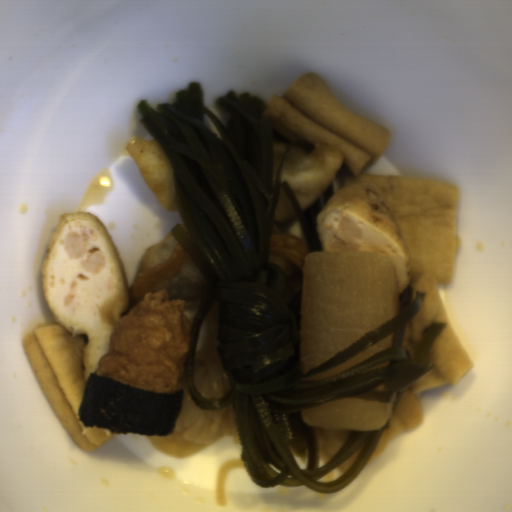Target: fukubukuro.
<instances>
[{
	"label": "fukubukuro",
	"instance_id": "2",
	"mask_svg": "<svg viewBox=\"0 0 512 512\" xmlns=\"http://www.w3.org/2000/svg\"><path fill=\"white\" fill-rule=\"evenodd\" d=\"M41 281L58 324L69 334L87 337L86 383L130 305L124 264L104 221L92 212L63 213L41 266Z\"/></svg>",
	"mask_w": 512,
	"mask_h": 512
},
{
	"label": "fukubukuro",
	"instance_id": "1",
	"mask_svg": "<svg viewBox=\"0 0 512 512\" xmlns=\"http://www.w3.org/2000/svg\"><path fill=\"white\" fill-rule=\"evenodd\" d=\"M460 186L398 174L347 176L315 215L323 251H364L395 266L399 294L425 272L452 284Z\"/></svg>",
	"mask_w": 512,
	"mask_h": 512
}]
</instances>
